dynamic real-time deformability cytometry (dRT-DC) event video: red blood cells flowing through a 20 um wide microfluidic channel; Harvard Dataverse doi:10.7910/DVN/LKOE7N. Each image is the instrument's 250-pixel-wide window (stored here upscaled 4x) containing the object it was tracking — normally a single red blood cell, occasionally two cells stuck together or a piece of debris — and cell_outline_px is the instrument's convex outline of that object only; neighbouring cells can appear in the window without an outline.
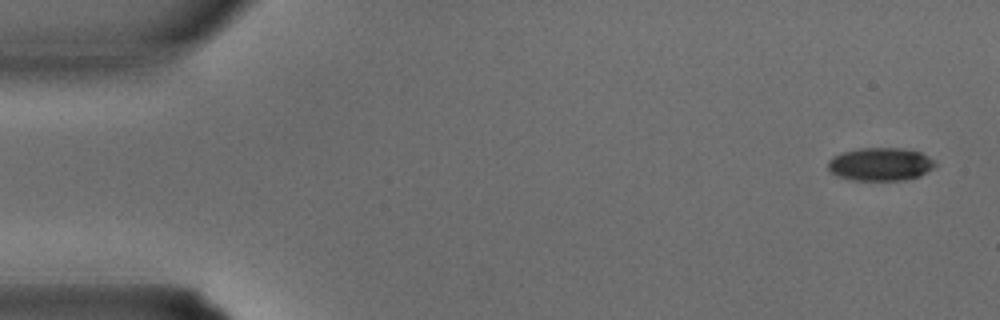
{"species": "common noctule bat (a hibernating species)", "species_latin": "Nyctalus noctula", "temperature_condition": "warm", "stored_images_in_passage": 33, "camera_frame_rate_fps": 3000, "um_per_image_px": 0.085, "animal": {"sex": "male", "body_mass_g": 15.6}, "frame": {"image": 1, "passage_image": 1, "time_ms": 0.0, "image_size_px": [1000, 320], "cell_outline_px": [[936, 164], [932, 168], [920, 176], [904, 180], [848, 180], [836, 176], [828, 168], [828, 160], [832, 156], [840, 152], [860, 148], [904, 148], [920, 152], [936, 160]], "centroid_in_image_um": [74.81, 13.95], "position_along_channel_um": 10.2, "area_um2": 20.92}}
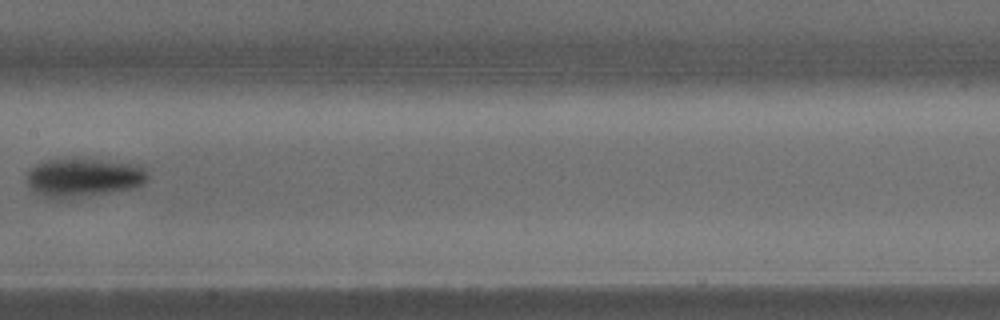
{"frame": {"image": 2, "passage_image": 17, "time_ms": 5.333, "image_size_px": [1000, 320], "cell_outline_px": [[148, 180], [140, 184], [128, 188], [64, 200], [52, 200], [36, 192], [28, 184], [28, 172], [36, 164], [48, 160], [100, 160], [136, 164], [144, 168], [148, 172]], "centroid_in_image_um": [7.08, 15.11], "position_along_channel_um": 200.3, "area_um2": 26.7}}
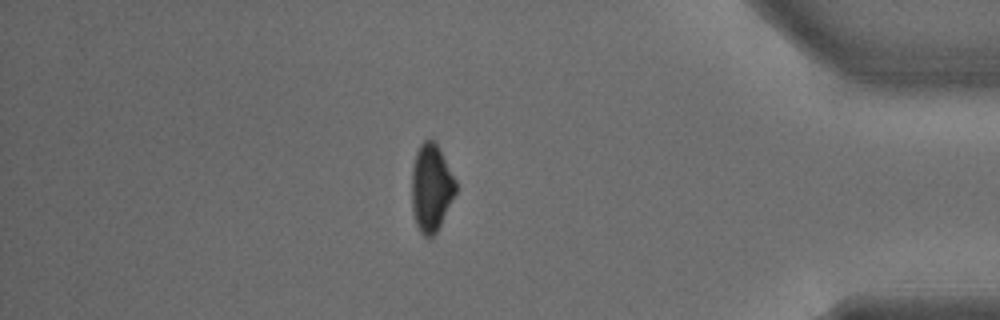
{"frame": {"image": 3, "passage_image": 29, "time_ms": 9.333, "image_size_px": [1000, 320], "cell_outline_px": [[456, 192], [436, 232], [428, 240], [420, 232], [416, 224], [412, 208], [412, 168], [416, 152], [420, 144], [424, 140], [432, 140], [436, 144], [456, 180]], "centroid_in_image_um": [36.64, 15.98], "position_along_channel_um": 398.6, "area_um2": 22.14}}